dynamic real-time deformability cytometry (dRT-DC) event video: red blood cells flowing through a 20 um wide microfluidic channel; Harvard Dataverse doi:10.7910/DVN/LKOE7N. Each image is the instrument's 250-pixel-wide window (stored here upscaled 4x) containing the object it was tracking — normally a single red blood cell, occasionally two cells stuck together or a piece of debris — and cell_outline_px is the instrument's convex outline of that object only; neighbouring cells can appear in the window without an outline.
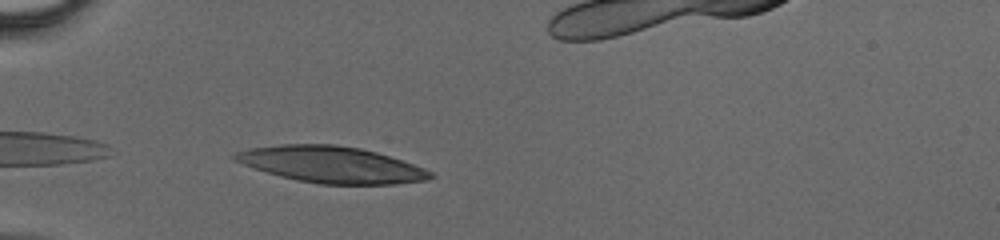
{"species": "human", "species_latin": "Homo sapiens", "temperature_condition": "cold", "stored_images_in_passage": 27, "camera_frame_rate_fps": 3000, "um_per_image_px": 0.085, "donor": {"sex": "male"}, "frame": {"image": 1, "passage_image": 1, "time_ms": 0.0, "image_size_px": [1000, 240], "cell_outline_px": [[436, 176], [428, 180], [396, 184], [320, 184], [296, 180], [280, 176], [232, 160], [228, 156], [236, 152], [248, 148], [280, 144], [336, 144], [360, 148], [376, 152], [424, 168], [432, 172]], "centroid_in_image_um": [28.14, 13.98], "position_along_channel_um": 56.9, "area_um2": 41.44}}
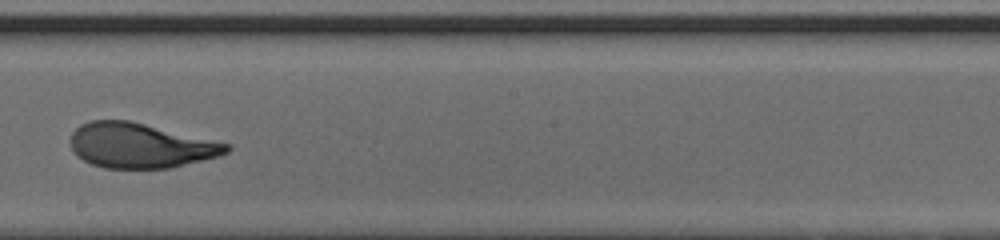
{"frame": {"image": 2, "passage_image": 14, "time_ms": 4.333, "image_size_px": [1000, 240], "cell_outline_px": [[232, 148], [228, 152], [220, 156], [172, 168], [104, 168], [92, 164], [84, 160], [72, 148], [72, 132], [80, 124], [92, 120], [128, 120], [232, 144]], "centroid_in_image_um": [11.99, 12.37], "position_along_channel_um": 236.2, "area_um2": 40.69}}
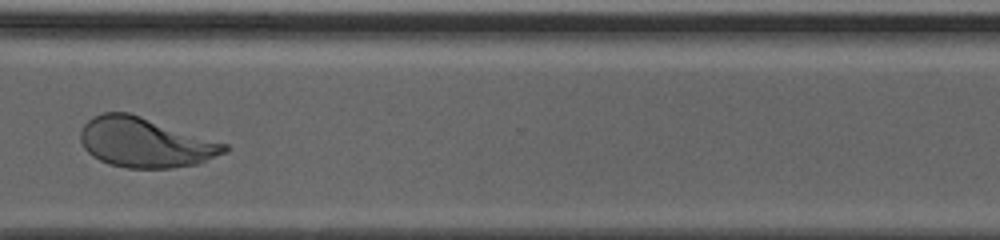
{"frame": {"image": 3, "passage_image": 22, "time_ms": 7.0, "image_size_px": [1000, 240], "cell_outline_px": [[228, 152], [196, 164], [172, 168], [128, 168], [108, 164], [92, 156], [84, 148], [80, 140], [80, 132], [84, 124], [92, 116], [104, 112], [128, 112], [228, 144]], "centroid_in_image_um": [12.33, 12.11], "position_along_channel_um": 358.3, "area_um2": 41.73}}